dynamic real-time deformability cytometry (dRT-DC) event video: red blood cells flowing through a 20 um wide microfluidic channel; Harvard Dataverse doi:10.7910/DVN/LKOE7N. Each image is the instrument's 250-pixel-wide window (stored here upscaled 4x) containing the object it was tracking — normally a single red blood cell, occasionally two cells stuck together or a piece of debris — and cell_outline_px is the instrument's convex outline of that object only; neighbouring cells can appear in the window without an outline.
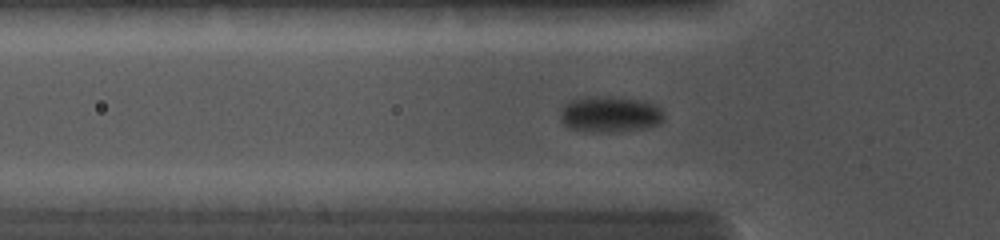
{"species": "common noctule bat (a hibernating species)", "species_latin": "Nyctalus noctula", "temperature_condition": "cold", "stored_images_in_passage": 52, "camera_frame_rate_fps": 5000, "um_per_image_px": 0.085, "animal": {"sex": "female", "body_mass_g": 19.0, "forearm_length_mm": 56.7}, "frame": {"image": 1, "passage_image": 16, "time_ms": 4.2, "image_size_px": [1000, 240], "cell_outline_px": [[664, 120], [660, 124], [648, 128], [608, 132], [584, 132], [568, 128], [560, 120], [560, 108], [564, 104], [572, 100], [596, 96], [612, 96], [640, 100], [656, 104], [664, 112]], "centroid_in_image_um": [51.85, 9.72], "position_along_channel_um": 73.9, "area_um2": 22.2}}
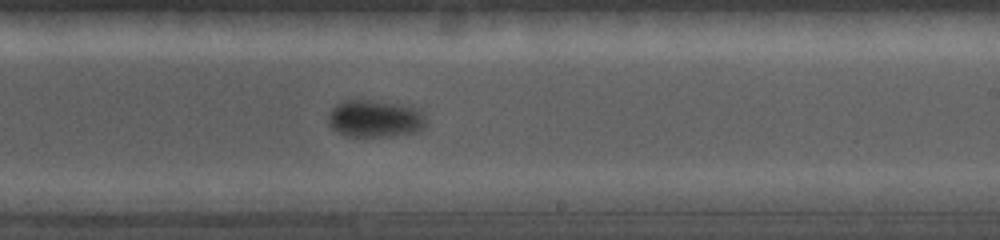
{"frame": {"image": 2, "passage_image": 33, "time_ms": 8.4, "image_size_px": [1000, 240], "cell_outline_px": [[424, 128], [416, 132], [388, 136], [344, 136], [332, 128], [328, 124], [328, 116], [332, 108], [336, 104], [348, 100], [364, 100], [392, 104], [412, 108], [420, 112], [424, 116]], "centroid_in_image_um": [31.8, 10.11], "position_along_channel_um": 257.2, "area_um2": 20.63}}
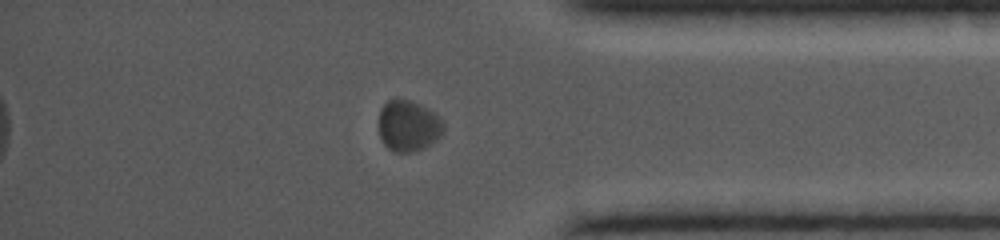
{"frame": {"image": 3, "passage_image": 48, "time_ms": 11.8, "image_size_px": [1000, 240], "cell_outline_px": [[444, 132], [440, 136], [424, 148], [412, 152], [396, 152], [388, 148], [384, 144], [380, 136], [380, 108], [388, 100], [408, 100], [420, 104], [428, 108], [444, 124]], "centroid_in_image_um": [34.71, 10.71], "position_along_channel_um": 400.5, "area_um2": 18.96}}